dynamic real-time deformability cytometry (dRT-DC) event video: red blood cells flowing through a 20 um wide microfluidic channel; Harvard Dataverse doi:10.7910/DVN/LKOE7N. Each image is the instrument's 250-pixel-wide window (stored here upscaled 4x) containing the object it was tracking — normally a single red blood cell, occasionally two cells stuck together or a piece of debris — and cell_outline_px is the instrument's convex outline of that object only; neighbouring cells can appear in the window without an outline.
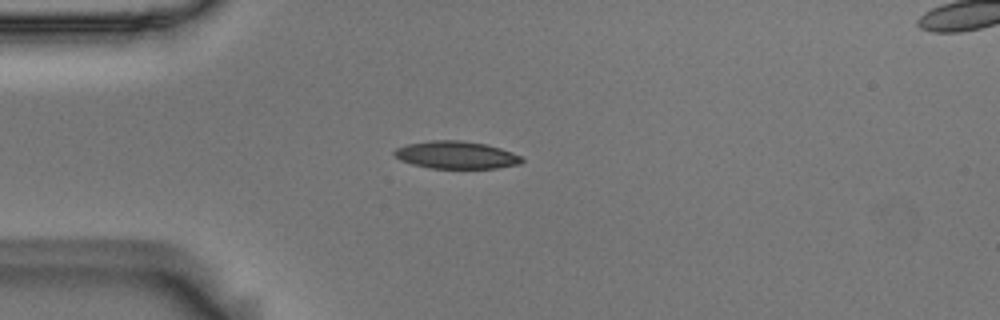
{"species": "Egyptian fruit bat (a non-hibernating species)", "species_latin": "Rousettus aegyptiacus", "temperature_condition": "room temperature", "stored_images_in_passage": 53, "camera_frame_rate_fps": 3000, "um_per_image_px": 0.085, "animal": {"sex": "male"}, "frame": {"image": 1, "passage_image": 13, "time_ms": 4.0, "image_size_px": [1000, 320], "cell_outline_px": [[524, 160], [520, 164], [496, 168], [432, 168], [412, 164], [400, 160], [392, 152], [396, 148], [408, 144], [432, 140], [460, 140], [488, 144], [512, 152], [520, 156]], "centroid_in_image_um": [38.78, 13.17], "position_along_channel_um": 46.2, "area_um2": 20.4}}
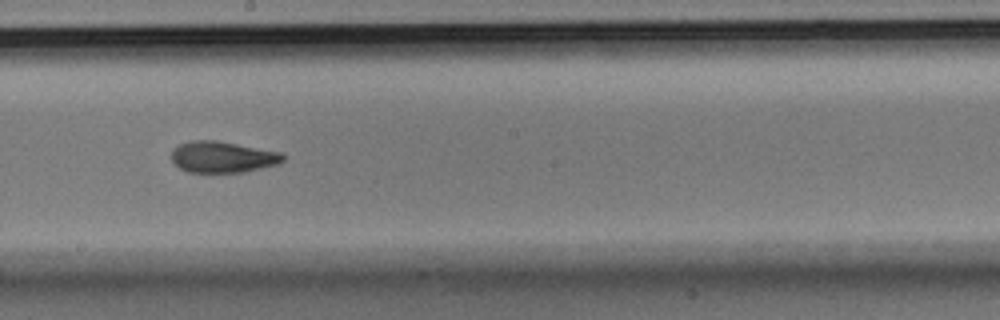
{"frame": {"image": 2, "passage_image": 29, "time_ms": 9.333, "image_size_px": [1000, 320], "cell_outline_px": [[284, 160], [280, 164], [244, 172], [188, 172], [180, 168], [172, 160], [172, 148], [180, 144], [192, 140], [216, 140], [280, 152], [284, 156]], "centroid_in_image_um": [18.92, 13.34], "position_along_channel_um": 229.3, "area_um2": 20.29}}
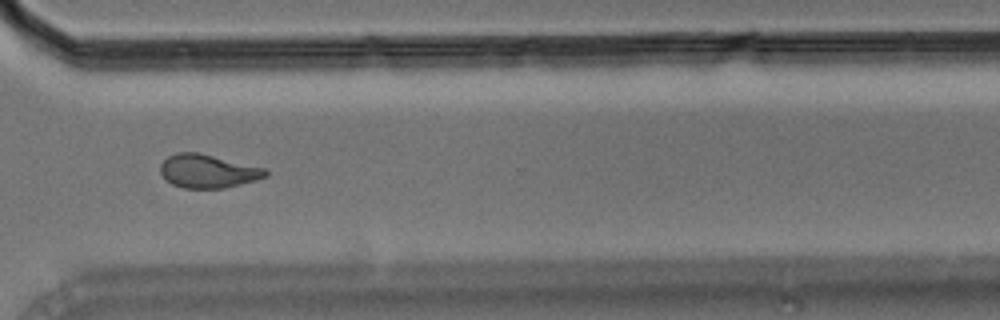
{"frame": {"image": 3, "passage_image": 39, "time_ms": 12.667, "image_size_px": [1000, 320], "cell_outline_px": [[268, 176], [256, 180], [224, 188], [184, 188], [172, 184], [160, 172], [160, 164], [168, 156], [176, 152], [196, 152], [264, 168], [268, 172]], "centroid_in_image_um": [17.65, 14.55], "position_along_channel_um": 352.9, "area_um2": 20.23}, "authors_computed_cell_mechanics": {"area_um2": 20.519, "velocity_mm_per_s": 3.7112, "shape_relaxation_time_tau1_ms": 5.9526, "shape_relaxation_time_tau2_ms": 2.6274, "deformation_change_tau1": 0.1678, "deformation_change_tau2": 0.0858}}